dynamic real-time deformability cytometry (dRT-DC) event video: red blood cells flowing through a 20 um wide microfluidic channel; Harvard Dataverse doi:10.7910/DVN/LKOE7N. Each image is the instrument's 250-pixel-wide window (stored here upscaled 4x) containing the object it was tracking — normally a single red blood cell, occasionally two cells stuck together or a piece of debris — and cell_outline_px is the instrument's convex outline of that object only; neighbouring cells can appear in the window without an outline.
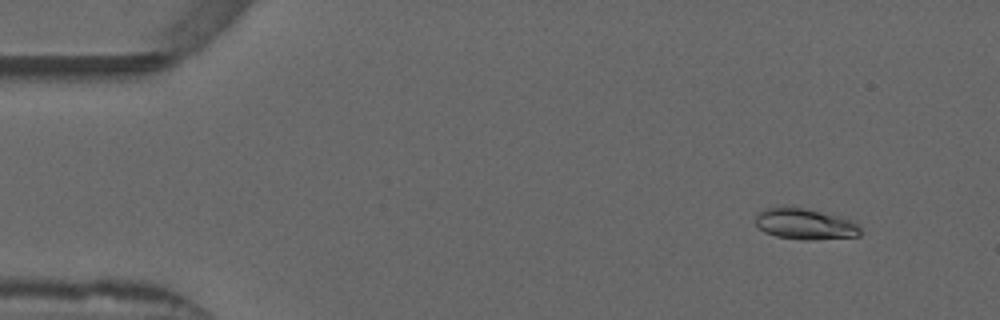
{"species": "common noctule bat (a hibernating species)", "species_latin": "Nyctalus noctula", "temperature_condition": "warm", "stored_images_in_passage": 6, "camera_frame_rate_fps": 3000, "um_per_image_px": 0.085, "animal": {"sex": "male", "forearm_length_mm": 52.5}, "frame": {"image": 1, "passage_image": 1, "time_ms": 0.0, "image_size_px": [1000, 320], "cell_outline_px": [[860, 236], [808, 240], [804, 240], [776, 236], [764, 232], [756, 228], [756, 216], [760, 212], [768, 208], [780, 204], [804, 208], [840, 216], [856, 220], [860, 228]], "centroid_in_image_um": [68.42, 19.02], "position_along_channel_um": 16.6, "area_um2": 19.36}}